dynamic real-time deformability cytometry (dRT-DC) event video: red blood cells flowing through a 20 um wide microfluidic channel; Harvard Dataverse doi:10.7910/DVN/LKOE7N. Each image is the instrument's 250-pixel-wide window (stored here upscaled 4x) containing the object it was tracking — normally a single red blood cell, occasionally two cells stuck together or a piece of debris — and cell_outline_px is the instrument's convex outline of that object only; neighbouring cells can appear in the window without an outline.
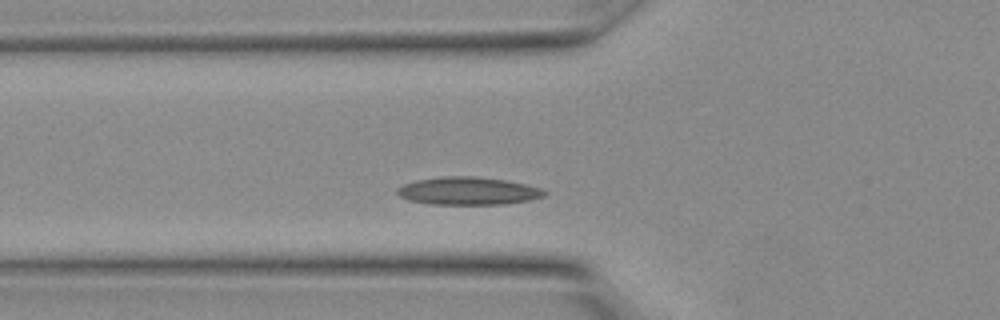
{"species": "Egyptian fruit bat (a non-hibernating species)", "species_latin": "Rousettus aegyptiacus", "temperature_condition": "warm", "stored_images_in_passage": 8, "camera_frame_rate_fps": 3000, "um_per_image_px": 0.085, "animal": {"sex": "female"}, "frame": {"image": 1, "passage_image": 2, "time_ms": 0.333, "image_size_px": [1000, 320], "cell_outline_px": [[548, 192], [544, 196], [528, 200], [504, 204], [428, 204], [408, 200], [400, 196], [396, 192], [396, 188], [404, 184], [416, 180], [444, 176], [476, 176], [504, 180], [524, 184], [540, 188]], "centroid_in_image_um": [39.75, 16.23], "position_along_channel_um": 86.0, "area_um2": 23.76}}
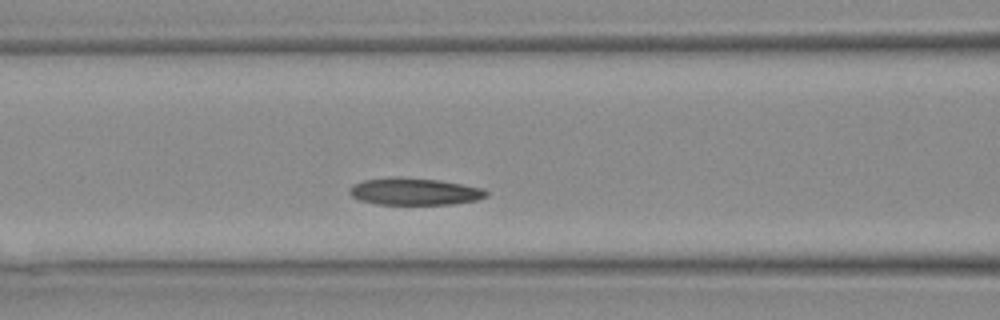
{"frame": {"image": 2, "passage_image": 4, "time_ms": 1.0, "image_size_px": [1000, 320], "cell_outline_px": [[488, 196], [476, 200], [452, 204], [376, 204], [360, 200], [352, 196], [348, 192], [348, 188], [352, 184], [364, 180], [392, 176], [400, 176], [436, 180], [484, 188], [488, 192]], "centroid_in_image_um": [35.19, 16.27], "position_along_channel_um": 131.4, "area_um2": 21.68}}
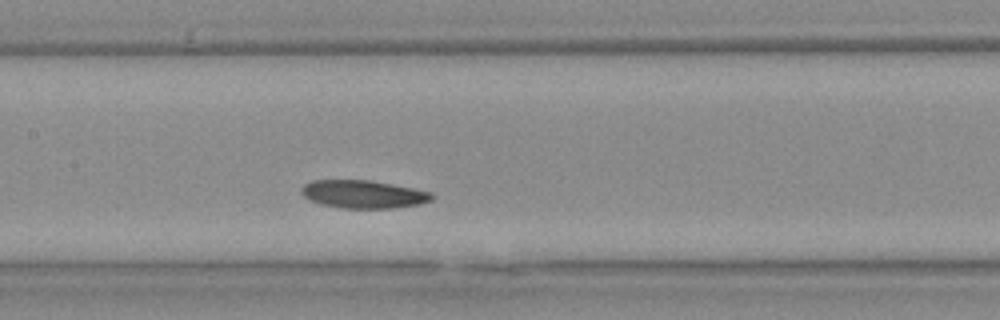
{"frame": {"image": 3, "passage_image": 6, "time_ms": 1.667, "image_size_px": [1000, 320], "cell_outline_px": [[436, 196], [432, 200], [420, 204], [392, 208], [340, 208], [320, 204], [308, 200], [300, 192], [300, 188], [304, 184], [312, 180], [368, 180], [412, 188], [432, 192]], "centroid_in_image_um": [30.86, 16.51], "position_along_channel_um": 176.5, "area_um2": 21.39}}